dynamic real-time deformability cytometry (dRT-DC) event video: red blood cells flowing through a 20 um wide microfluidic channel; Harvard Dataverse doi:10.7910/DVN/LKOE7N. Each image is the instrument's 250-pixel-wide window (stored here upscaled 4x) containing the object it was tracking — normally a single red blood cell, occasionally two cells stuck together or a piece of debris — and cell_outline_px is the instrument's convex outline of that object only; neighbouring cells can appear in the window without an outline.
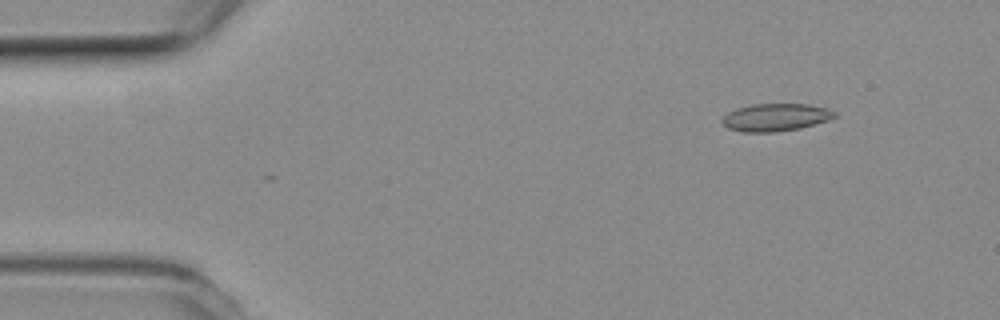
{"species": "common noctule bat (a hibernating species)", "species_latin": "Nyctalus noctula", "temperature_condition": "room temperature", "stored_images_in_passage": 5, "camera_frame_rate_fps": 3000, "um_per_image_px": 0.085, "animal": {"sex": "female", "body_mass_g": 19.3, "forearm_length_mm": 54.1}, "frame": {"image": 1, "passage_image": 2, "time_ms": 0.333, "image_size_px": [1000, 320], "cell_outline_px": [[836, 116], [828, 120], [800, 128], [776, 132], [744, 132], [728, 128], [720, 120], [728, 112], [736, 108], [752, 104], [808, 104], [828, 108], [836, 112]], "centroid_in_image_um": [65.92, 9.97], "position_along_channel_um": 19.1, "area_um2": 18.09}}
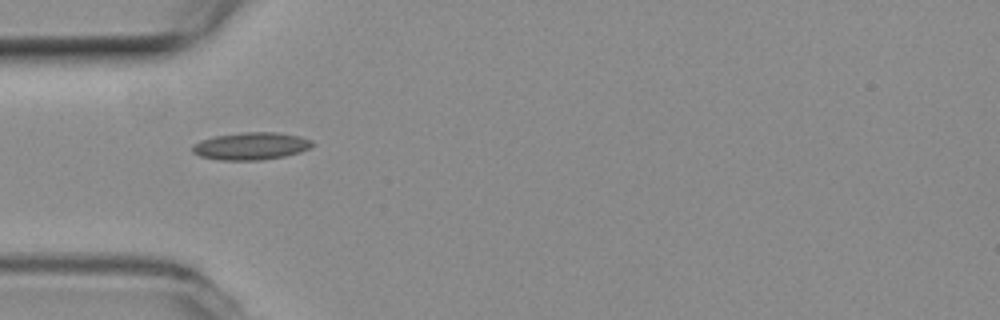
{"frame": {"image": 2, "passage_image": 5, "time_ms": 1.333, "image_size_px": [1000, 320], "cell_outline_px": [[316, 144], [300, 152], [284, 156], [260, 160], [220, 160], [200, 156], [192, 152], [192, 144], [200, 140], [212, 136], [244, 132], [276, 132], [300, 136], [312, 140]], "centroid_in_image_um": [21.32, 12.41], "position_along_channel_um": 63.7, "area_um2": 19.31}}